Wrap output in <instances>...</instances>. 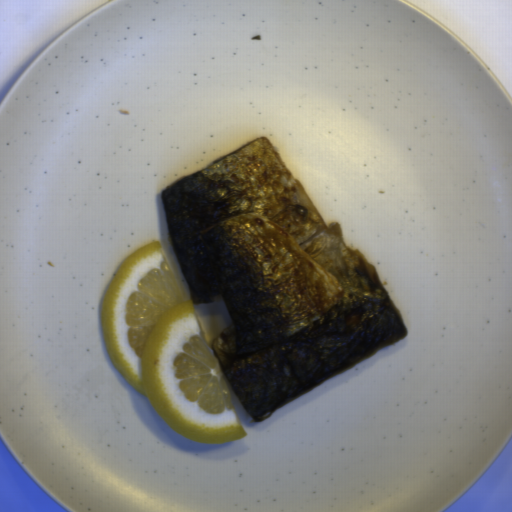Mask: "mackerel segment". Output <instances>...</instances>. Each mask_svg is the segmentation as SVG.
I'll use <instances>...</instances> for the list:
<instances>
[{"instance_id": "14911b7f", "label": "mackerel segment", "mask_w": 512, "mask_h": 512, "mask_svg": "<svg viewBox=\"0 0 512 512\" xmlns=\"http://www.w3.org/2000/svg\"><path fill=\"white\" fill-rule=\"evenodd\" d=\"M160 195L192 304L228 307L210 345L256 421L407 335L375 266L326 225L268 139Z\"/></svg>"}]
</instances>
